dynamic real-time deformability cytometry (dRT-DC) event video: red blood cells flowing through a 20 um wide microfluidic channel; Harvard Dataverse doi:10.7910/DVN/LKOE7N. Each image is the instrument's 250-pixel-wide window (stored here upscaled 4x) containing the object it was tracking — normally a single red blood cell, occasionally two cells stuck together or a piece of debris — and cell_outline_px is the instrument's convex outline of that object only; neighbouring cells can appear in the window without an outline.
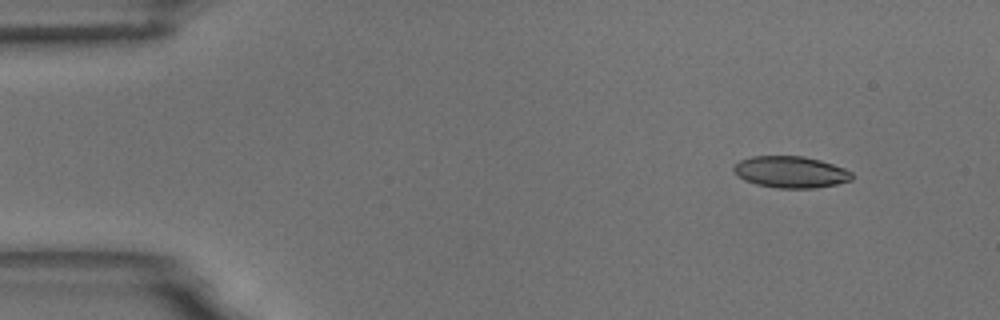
{"species": "common noctule bat (a hibernating species)", "species_latin": "Nyctalus noctula", "temperature_condition": "room temperature", "stored_images_in_passage": 57, "camera_frame_rate_fps": 3000, "um_per_image_px": 0.085, "animal": {"sex": "male", "body_mass_g": 18.8}, "frame": {"image": 1, "passage_image": 5, "time_ms": 1.333, "image_size_px": [1000, 320], "cell_outline_px": [[852, 180], [836, 184], [816, 188], [776, 188], [756, 184], [744, 180], [732, 168], [740, 160], [752, 156], [804, 156], [820, 160], [844, 168], [852, 172]], "centroid_in_image_um": [67.22, 14.62], "position_along_channel_um": 17.8, "area_um2": 21.68}}
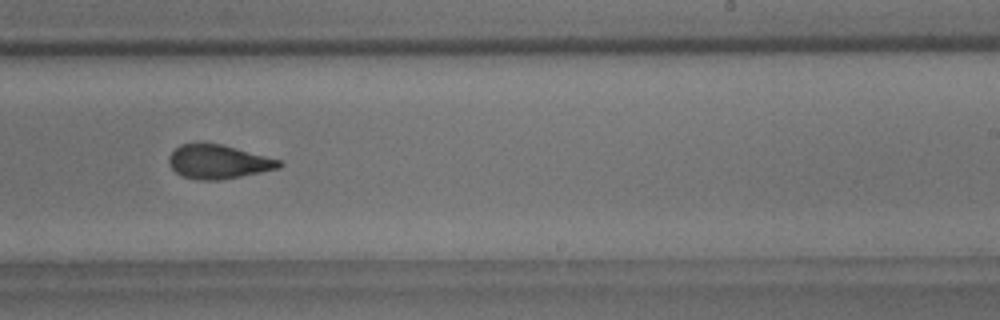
{"frame": {"image": 2, "passage_image": 35, "time_ms": 11.333, "image_size_px": [1000, 320], "cell_outline_px": [[284, 164], [280, 168], [240, 176], [216, 180], [200, 180], [184, 176], [176, 172], [172, 168], [168, 160], [168, 156], [180, 144], [220, 144], [280, 160]], "centroid_in_image_um": [18.55, 13.76], "position_along_channel_um": 270.4, "area_um2": 21.27}}
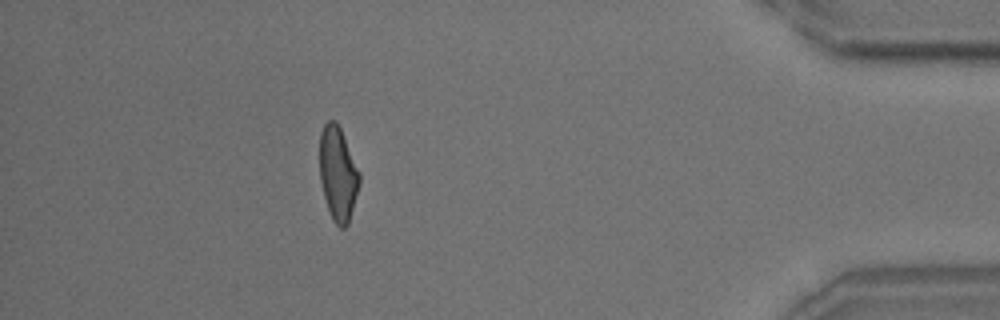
{"frame": {"image": 3, "passage_image": 51, "time_ms": 16.667, "image_size_px": [1000, 320], "cell_outline_px": [[360, 184], [348, 224], [344, 228], [340, 228], [332, 220], [324, 196], [320, 180], [320, 132], [324, 124], [328, 120], [336, 120], [340, 128], [360, 172]], "centroid_in_image_um": [28.73, 14.76], "position_along_channel_um": 406.5, "area_um2": 21.79}, "authors_computed_cell_mechanics": {"area_um2": 22.253, "velocity_mm_per_s": 3.4851, "shape_relaxation_time_tau1_ms": 7.0656, "shape_relaxation_time_tau2_ms": 2.106, "deformation_change_tau1": 0.1879, "deformation_change_tau2": 0.0917}}